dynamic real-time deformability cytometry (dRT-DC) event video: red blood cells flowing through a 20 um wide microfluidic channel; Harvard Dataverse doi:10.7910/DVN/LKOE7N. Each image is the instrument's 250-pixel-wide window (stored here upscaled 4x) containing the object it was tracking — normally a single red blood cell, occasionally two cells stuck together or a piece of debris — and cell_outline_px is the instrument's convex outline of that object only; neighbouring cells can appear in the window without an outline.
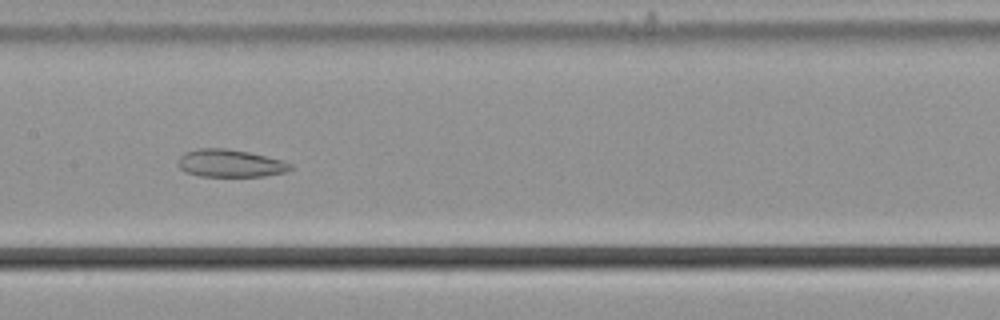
{"species": "common noctule bat (a hibernating species)", "species_latin": "Nyctalus noctula", "temperature_condition": "cold", "stored_images_in_passage": 57, "camera_frame_rate_fps": 3000, "um_per_image_px": 0.085, "animal": {"sex": "male", "body_mass_g": 21.5, "forearm_length_mm": 52.0}, "frame": {"image": 1, "passage_image": 29, "time_ms": 9.333, "image_size_px": [1000, 320], "cell_outline_px": [[292, 168], [288, 172], [264, 176], [200, 176], [184, 172], [176, 164], [180, 156], [184, 152], [196, 148], [224, 148], [248, 152], [284, 160], [292, 164]], "centroid_in_image_um": [19.55, 13.88], "position_along_channel_um": 187.8, "area_um2": 18.32}}
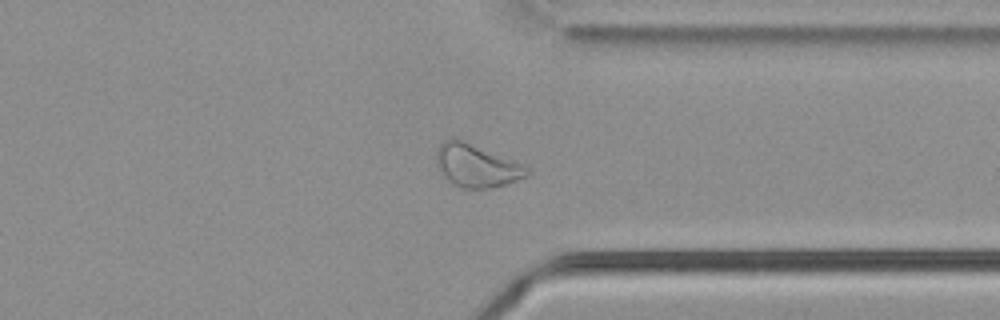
{"frame": {"image": 2, "passage_image": 44, "time_ms": 14.333, "image_size_px": [1000, 320], "cell_outline_px": [[532, 172], [528, 176], [504, 184], [488, 188], [460, 188], [452, 184], [440, 172], [436, 164], [436, 152], [440, 144], [444, 140], [460, 140], [524, 164]], "centroid_in_image_um": [40.5, 14.11], "position_along_channel_um": 370.9, "area_um2": 22.25}}
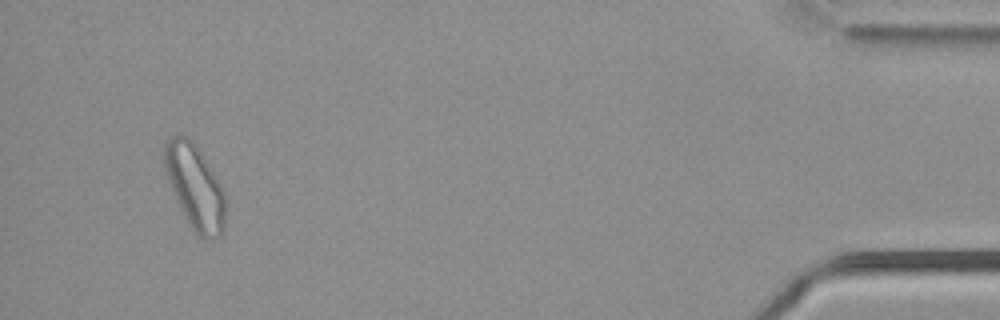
{"frame": {"image": 3, "passage_image": 54, "time_ms": 17.667, "image_size_px": [1000, 320], "cell_outline_px": [[224, 228], [220, 236], [212, 240], [200, 240], [188, 224], [176, 200], [168, 180], [164, 168], [164, 144], [172, 136], [188, 136], [192, 140], [200, 152], [220, 184], [224, 192]], "centroid_in_image_um": [16.55, 15.95], "position_along_channel_um": 418.6, "area_um2": 29.82}, "authors_computed_cell_mechanics": {"area_um2": 26.3568, "velocity_mm_per_s": 3.6818, "shape_relaxation_time_tau1_ms": null, "shape_relaxation_time_tau2_ms": 3.1776, "deformation_change_tau1": null, "deformation_change_tau2": 0.0995}}